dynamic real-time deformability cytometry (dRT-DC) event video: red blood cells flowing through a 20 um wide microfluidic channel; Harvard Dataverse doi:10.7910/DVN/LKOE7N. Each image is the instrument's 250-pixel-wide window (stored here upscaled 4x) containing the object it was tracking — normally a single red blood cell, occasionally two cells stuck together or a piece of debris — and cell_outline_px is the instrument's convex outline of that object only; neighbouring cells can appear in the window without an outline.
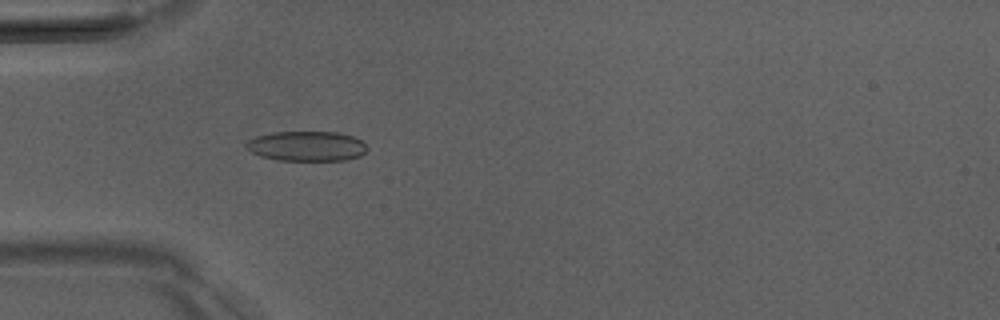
{"species": "Egyptian fruit bat (a non-hibernating species)", "species_latin": "Rousettus aegyptiacus", "temperature_condition": "room temperature", "stored_images_in_passage": 50, "camera_frame_rate_fps": 3000, "um_per_image_px": 0.085, "animal": {"sex": "male"}, "frame": {"image": 1, "passage_image": 15, "time_ms": 4.667, "image_size_px": [1000, 320], "cell_outline_px": [[368, 148], [360, 156], [344, 160], [280, 160], [260, 156], [244, 148], [244, 144], [248, 140], [256, 136], [272, 132], [336, 132], [352, 136], [360, 140]], "centroid_in_image_um": [26.02, 12.42], "position_along_channel_um": 59.0, "area_um2": 21.04}}
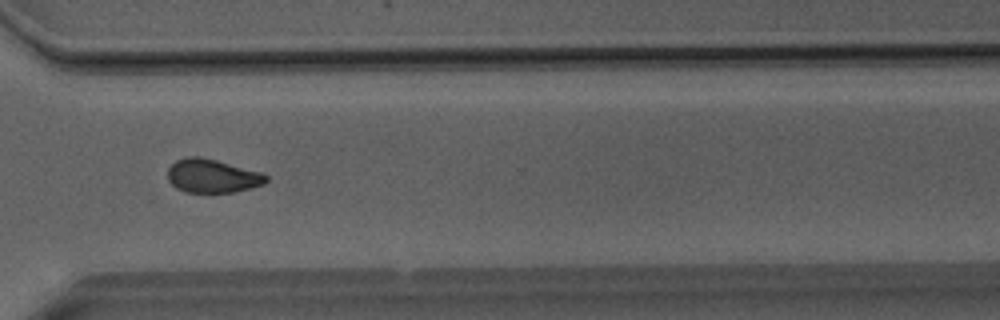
{"frame": {"image": 2, "passage_image": 37, "time_ms": 12.0, "image_size_px": [1000, 320], "cell_outline_px": [[268, 180], [264, 184], [252, 188], [232, 192], [184, 192], [176, 188], [168, 180], [168, 168], [176, 160], [184, 156], [200, 156], [216, 160], [260, 172], [268, 176]], "centroid_in_image_um": [18.03, 14.95], "position_along_channel_um": 352.6, "area_um2": 19.31}}
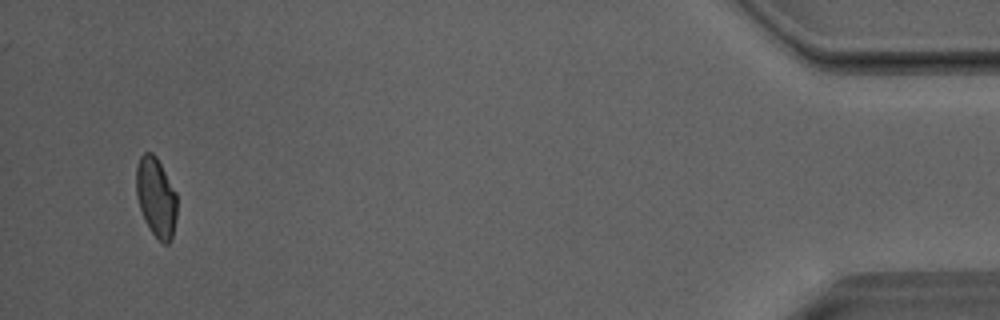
{"frame": {"image": 3, "passage_image": 48, "time_ms": 15.667, "image_size_px": [1000, 320], "cell_outline_px": [[176, 216], [172, 236], [168, 244], [164, 244], [148, 228], [144, 220], [136, 196], [136, 168], [140, 156], [144, 152], [152, 152], [156, 156], [176, 192]], "centroid_in_image_um": [13.25, 16.75], "position_along_channel_um": 422.0, "area_um2": 18.79}, "authors_computed_cell_mechanics": {"area_um2": 19.9121, "velocity_mm_per_s": 4.0715, "shape_relaxation_time_tau1_ms": 5.9508, "shape_relaxation_time_tau2_ms": 1.9898, "deformation_change_tau1": 0.1302, "deformation_change_tau2": 0.0648}}